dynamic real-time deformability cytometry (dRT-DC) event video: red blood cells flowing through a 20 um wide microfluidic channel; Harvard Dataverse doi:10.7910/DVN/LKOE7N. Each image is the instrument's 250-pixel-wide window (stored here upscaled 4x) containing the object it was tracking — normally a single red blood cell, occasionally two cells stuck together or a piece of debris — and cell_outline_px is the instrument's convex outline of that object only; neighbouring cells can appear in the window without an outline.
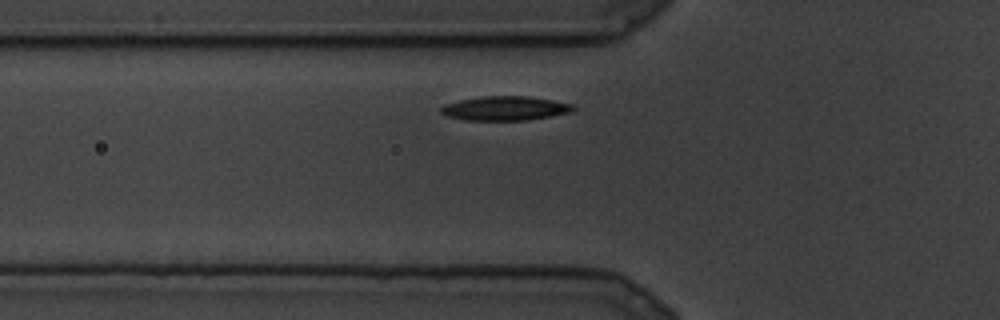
{"species": "common noctule bat (a hibernating species)", "species_latin": "Nyctalus noctula", "temperature_condition": "cold", "stored_images_in_passage": 5, "camera_frame_rate_fps": 3000, "um_per_image_px": 0.085, "animal": {"sex": "male", "body_mass_g": 19.5, "forearm_length_mm": 54.6}, "frame": {"image": 1, "passage_image": 3, "time_ms": 0.667, "image_size_px": [1000, 320], "cell_outline_px": [[576, 108], [572, 112], [552, 116], [528, 120], [464, 120], [448, 116], [440, 112], [440, 108], [444, 104], [460, 100], [484, 96], [528, 96], [552, 100], [572, 104]], "centroid_in_image_um": [42.95, 9.21], "position_along_channel_um": 82.9, "area_um2": 18.67}}
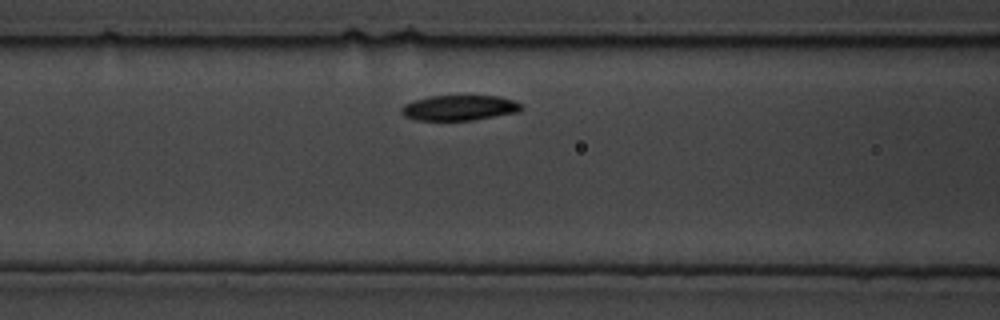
{"frame": {"image": 2, "passage_image": 5, "time_ms": 1.333, "image_size_px": [1000, 320], "cell_outline_px": [[520, 112], [472, 120], [416, 120], [404, 116], [400, 112], [400, 108], [404, 104], [412, 100], [428, 96], [500, 96], [516, 100], [520, 104]], "centroid_in_image_um": [39.01, 9.16], "position_along_channel_um": 127.6, "area_um2": 17.8}}